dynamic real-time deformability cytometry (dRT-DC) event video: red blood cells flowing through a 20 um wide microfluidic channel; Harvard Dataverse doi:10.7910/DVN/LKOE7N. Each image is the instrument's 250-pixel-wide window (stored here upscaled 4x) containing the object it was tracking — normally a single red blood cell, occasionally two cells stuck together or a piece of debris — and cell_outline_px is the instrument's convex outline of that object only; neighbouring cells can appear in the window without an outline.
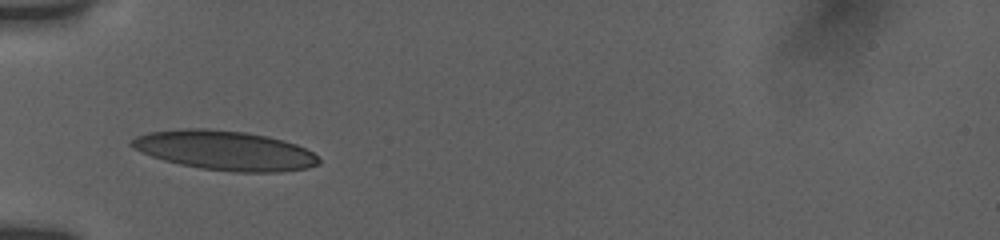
{"species": "human", "species_latin": "Homo sapiens", "temperature_condition": "room temperature", "stored_images_in_passage": 37, "camera_frame_rate_fps": 3000, "um_per_image_px": 0.085, "donor": {"sex": "female"}, "frame": {"image": 1, "passage_image": 1, "time_ms": 0.0, "image_size_px": [1000, 240], "cell_outline_px": [[320, 164], [308, 168], [280, 172], [232, 172], [200, 168], [180, 164], [164, 160], [140, 152], [132, 148], [128, 144], [136, 136], [148, 132], [184, 128], [208, 128], [248, 132], [268, 136], [284, 140], [296, 144], [312, 152], [320, 160]], "centroid_in_image_um": [19.1, 12.78], "position_along_channel_um": 65.9, "area_um2": 43.35}}
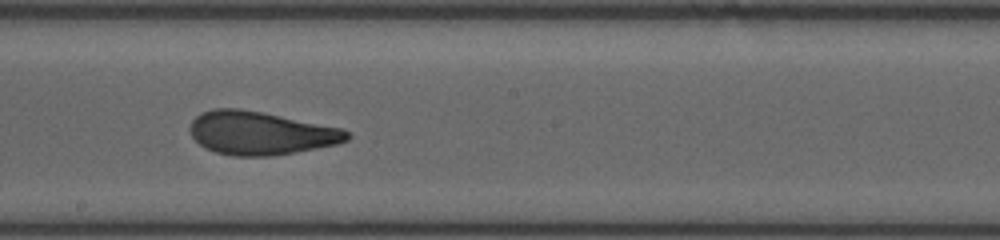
{"frame": {"image": 2, "passage_image": 17, "time_ms": 4.333, "image_size_px": [1000, 240], "cell_outline_px": [[352, 136], [348, 140], [336, 144], [296, 152], [272, 156], [232, 156], [216, 152], [204, 148], [192, 136], [188, 128], [192, 120], [200, 112], [216, 108], [240, 108], [340, 128], [348, 132]], "centroid_in_image_um": [22.1, 11.32], "position_along_channel_um": 226.1, "area_um2": 39.42}}
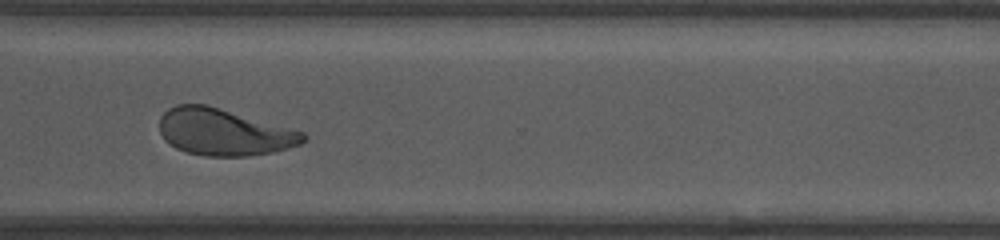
{"frame": {"image": 3, "passage_image": 30, "time_ms": 7.667, "image_size_px": [1000, 240], "cell_outline_px": [[308, 140], [300, 144], [272, 152], [244, 156], [204, 156], [188, 152], [176, 148], [164, 140], [160, 132], [160, 116], [168, 108], [176, 104], [208, 104], [304, 132], [308, 136]], "centroid_in_image_um": [19.02, 11.22], "position_along_channel_um": 351.6, "area_um2": 39.25}, "authors_computed_cell_mechanics": {"area_um2": 39.015, "velocity_mm_per_s": 3.7826, "shape_relaxation_time_tau1_ms": 7.1383, "shape_relaxation_time_tau2_ms": 1.2504, "deformation_change_tau1": 0.2025, "deformation_change_tau2": 0.0824}}